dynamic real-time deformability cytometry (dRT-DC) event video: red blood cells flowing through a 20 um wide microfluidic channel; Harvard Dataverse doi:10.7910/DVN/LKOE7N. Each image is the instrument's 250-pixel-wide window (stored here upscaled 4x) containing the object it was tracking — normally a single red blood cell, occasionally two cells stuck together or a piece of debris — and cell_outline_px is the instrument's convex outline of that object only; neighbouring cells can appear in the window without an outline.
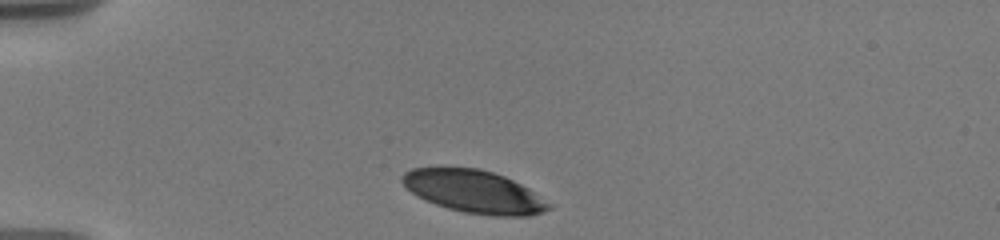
{"species": "human", "species_latin": "Homo sapiens", "temperature_condition": "warm", "stored_images_in_passage": 21, "camera_frame_rate_fps": 3000, "um_per_image_px": 0.085, "donor": {"sex": "male"}, "frame": {"image": 1, "passage_image": 1, "time_ms": 0.0, "image_size_px": [1000, 240], "cell_outline_px": [[552, 208], [544, 212], [528, 216], [492, 216], [464, 212], [448, 208], [424, 200], [416, 196], [400, 180], [400, 176], [404, 172], [412, 168], [440, 164], [444, 164], [480, 168], [504, 176], [528, 188], [552, 204]], "centroid_in_image_um": [40.23, 16.23], "position_along_channel_um": 44.8, "area_um2": 37.45}}
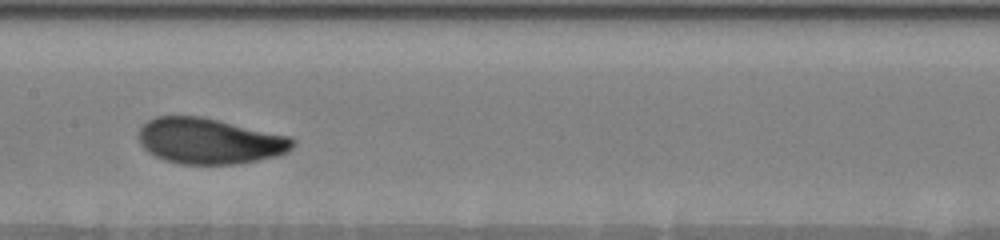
{"frame": {"image": 2, "passage_image": 8, "time_ms": 5.0, "image_size_px": [1000, 240], "cell_outline_px": [[296, 144], [288, 152], [276, 156], [236, 164], [180, 164], [164, 160], [148, 152], [140, 144], [140, 128], [148, 120], [156, 116], [200, 116], [292, 136], [296, 140]], "centroid_in_image_um": [17.85, 11.99], "position_along_channel_um": 189.6, "area_um2": 41.21}}
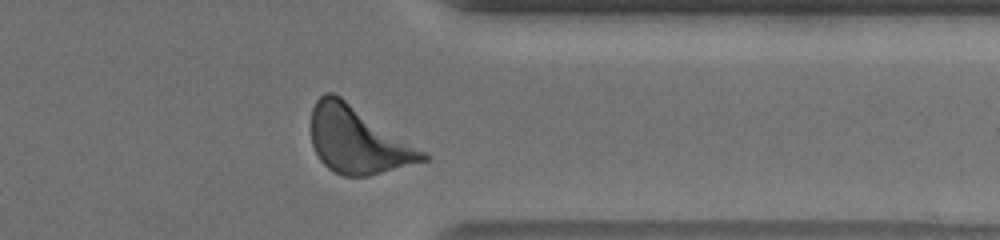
{"frame": {"image": 3, "passage_image": 18, "time_ms": 10.333, "image_size_px": [1000, 240], "cell_outline_px": [[432, 156], [428, 160], [368, 176], [344, 176], [328, 168], [320, 160], [312, 144], [312, 108], [316, 100], [324, 92], [332, 92], [340, 96]], "centroid_in_image_um": [30.41, 11.91], "position_along_channel_um": 381.0, "area_um2": 43.0}, "authors_computed_cell_mechanics": {"area_um2": 40.9224, "velocity_mm_per_s": 3.6282, "shape_relaxation_time_tau1_ms": 2.2084, "shape_relaxation_time_tau2_ms": null, "deformation_change_tau1": 0.116, "deformation_change_tau2": null}}